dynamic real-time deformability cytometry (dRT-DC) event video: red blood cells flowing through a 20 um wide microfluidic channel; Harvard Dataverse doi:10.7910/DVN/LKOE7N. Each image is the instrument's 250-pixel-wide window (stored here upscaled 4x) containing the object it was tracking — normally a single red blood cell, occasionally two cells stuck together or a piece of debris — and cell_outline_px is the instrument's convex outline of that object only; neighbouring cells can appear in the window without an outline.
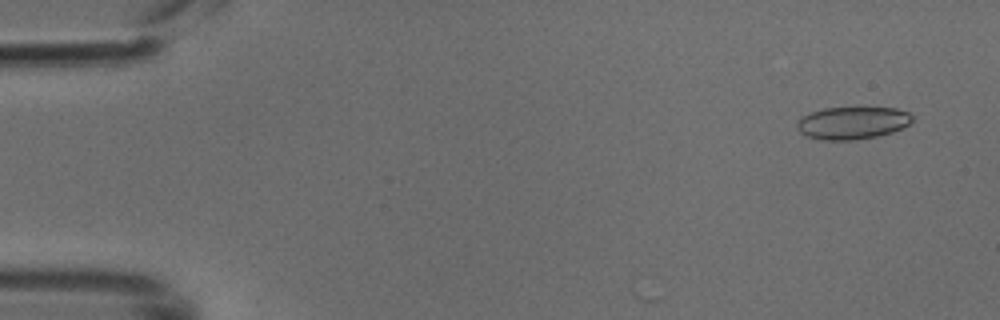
{"species": "common noctule bat (a hibernating species)", "species_latin": "Nyctalus noctula", "temperature_condition": "cold", "stored_images_in_passage": 6, "camera_frame_rate_fps": 3000, "um_per_image_px": 0.085, "animal": {"sex": "male", "body_mass_g": 18.8}, "frame": {"image": 1, "passage_image": 3, "time_ms": 0.667, "image_size_px": [1000, 320], "cell_outline_px": [[912, 120], [908, 124], [892, 132], [876, 136], [852, 140], [824, 140], [808, 136], [800, 132], [796, 128], [796, 124], [804, 116], [812, 112], [824, 108], [896, 108], [908, 112], [912, 116]], "centroid_in_image_um": [72.45, 10.45], "position_along_channel_um": 12.6, "area_um2": 21.44}}